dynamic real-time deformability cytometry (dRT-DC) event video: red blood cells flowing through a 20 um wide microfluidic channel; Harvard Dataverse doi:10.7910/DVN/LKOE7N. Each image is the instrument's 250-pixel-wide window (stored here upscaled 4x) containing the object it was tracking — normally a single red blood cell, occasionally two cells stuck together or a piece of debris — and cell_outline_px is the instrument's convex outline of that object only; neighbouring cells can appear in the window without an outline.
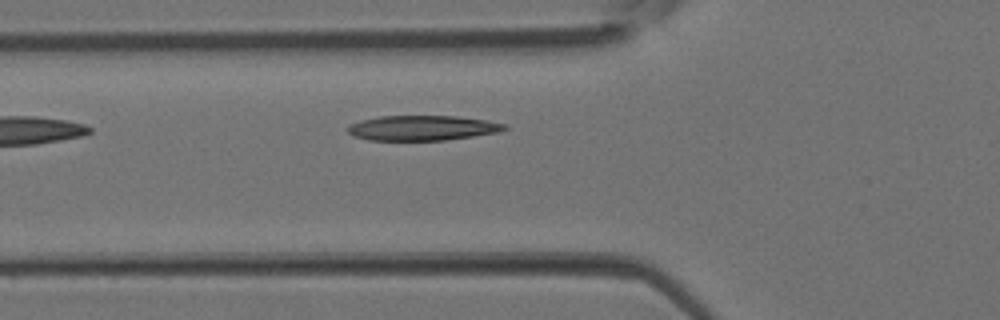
{"species": "Egyptian fruit bat (a non-hibernating species)", "species_latin": "Rousettus aegyptiacus", "temperature_condition": "room temperature", "stored_images_in_passage": 3, "camera_frame_rate_fps": 3000, "um_per_image_px": 0.085, "animal": {"sex": "female"}, "frame": {"image": 1, "passage_image": 3, "time_ms": 0.667, "image_size_px": [1000, 320], "cell_outline_px": [[508, 128], [496, 132], [472, 136], [444, 140], [368, 140], [352, 136], [348, 132], [348, 124], [360, 120], [380, 116], [456, 116], [488, 120], [508, 124]], "centroid_in_image_um": [35.87, 10.87], "position_along_channel_um": 89.9, "area_um2": 22.89}}